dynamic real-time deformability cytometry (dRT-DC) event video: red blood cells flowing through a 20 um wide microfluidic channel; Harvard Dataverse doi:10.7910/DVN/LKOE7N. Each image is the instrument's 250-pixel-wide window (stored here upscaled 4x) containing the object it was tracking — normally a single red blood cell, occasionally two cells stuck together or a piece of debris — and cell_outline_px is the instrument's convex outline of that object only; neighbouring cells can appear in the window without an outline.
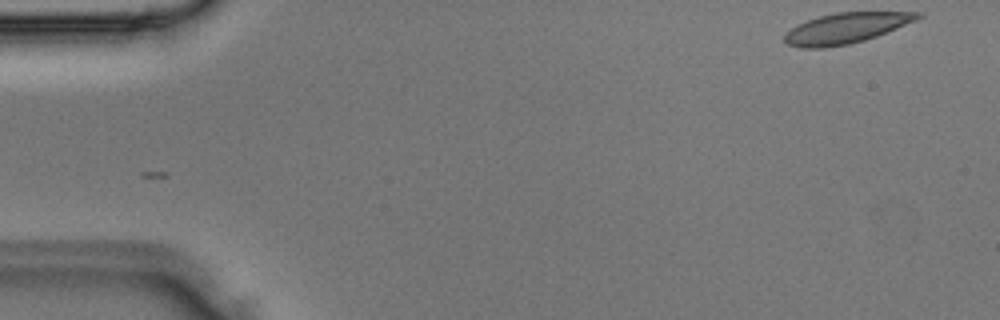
{"species": "Egyptian fruit bat (a non-hibernating species)", "species_latin": "Rousettus aegyptiacus", "temperature_condition": "room temperature", "stored_images_in_passage": 4, "camera_frame_rate_fps": 3000, "um_per_image_px": 0.085, "animal": {"sex": "male"}, "frame": {"image": 1, "passage_image": 1, "time_ms": 0.0, "image_size_px": [1000, 320], "cell_outline_px": [[924, 16], [916, 20], [876, 36], [864, 40], [848, 44], [824, 48], [800, 48], [788, 44], [784, 40], [784, 36], [796, 24], [820, 16], [836, 12], [924, 12]], "centroid_in_image_um": [71.91, 2.39], "position_along_channel_um": 13.1, "area_um2": 23.47}}